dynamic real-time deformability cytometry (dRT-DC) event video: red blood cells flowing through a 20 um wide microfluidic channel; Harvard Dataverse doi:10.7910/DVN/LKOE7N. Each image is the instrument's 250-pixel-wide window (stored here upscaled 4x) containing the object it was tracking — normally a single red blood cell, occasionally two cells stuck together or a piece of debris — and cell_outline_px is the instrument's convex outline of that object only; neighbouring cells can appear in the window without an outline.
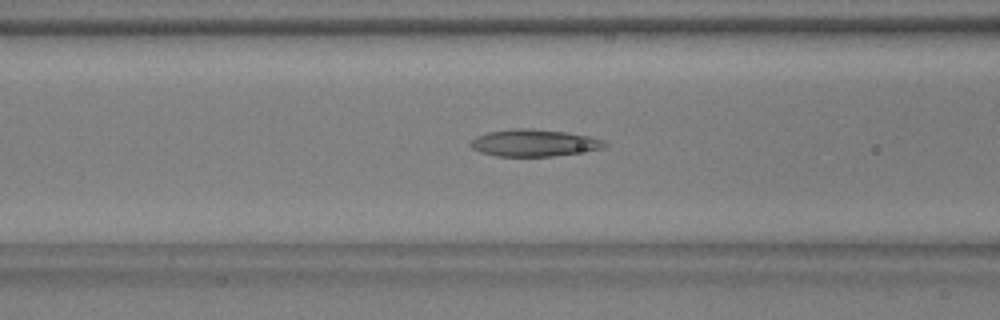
{"species": "common noctule bat (a hibernating species)", "species_latin": "Nyctalus noctula", "temperature_condition": "warm", "stored_images_in_passage": 52, "camera_frame_rate_fps": 3000, "um_per_image_px": 0.085, "animal": {"sex": "male", "body_mass_g": 17.9, "forearm_length_mm": 54.2}, "frame": {"image": 1, "passage_image": 23, "time_ms": 7.333, "image_size_px": [1000, 320], "cell_outline_px": [[608, 144], [604, 148], [552, 156], [496, 156], [480, 152], [472, 148], [468, 144], [476, 136], [488, 132], [512, 128], [532, 128], [564, 132], [588, 136], [604, 140]], "centroid_in_image_um": [45.36, 12.14], "position_along_channel_um": 121.2, "area_um2": 21.04}}
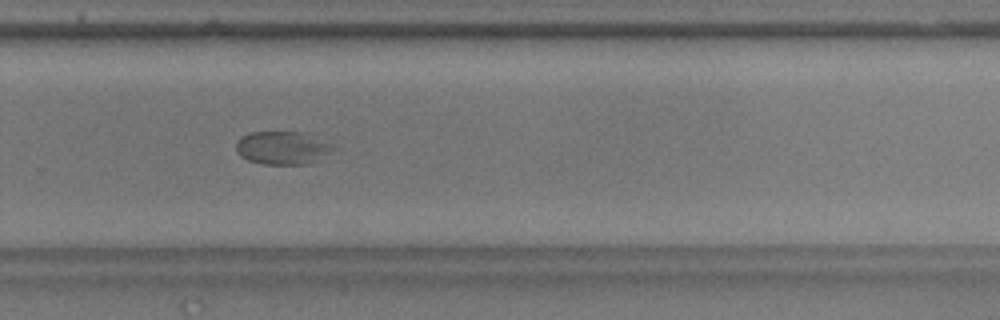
{"frame": {"image": 2, "passage_image": 38, "time_ms": 12.333, "image_size_px": [1000, 320], "cell_outline_px": [[336, 148], [332, 152], [308, 164], [260, 164], [248, 160], [240, 156], [236, 152], [236, 144], [240, 136], [248, 132], [308, 132], [332, 144]], "centroid_in_image_um": [24.01, 12.55], "position_along_channel_um": 305.8, "area_um2": 19.07}}
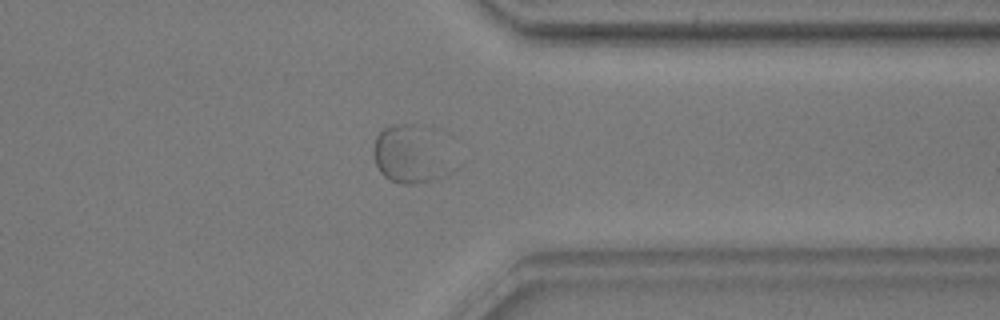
{"frame": {"image": 3, "passage_image": 44, "time_ms": 14.333, "image_size_px": [1000, 320], "cell_outline_px": [[448, 176], [416, 184], [400, 184], [384, 176], [380, 172], [376, 164], [376, 136], [384, 128], [392, 124], [412, 124], [448, 172]], "centroid_in_image_um": [34.56, 13.27], "position_along_channel_um": 376.8, "area_um2": 22.25}}